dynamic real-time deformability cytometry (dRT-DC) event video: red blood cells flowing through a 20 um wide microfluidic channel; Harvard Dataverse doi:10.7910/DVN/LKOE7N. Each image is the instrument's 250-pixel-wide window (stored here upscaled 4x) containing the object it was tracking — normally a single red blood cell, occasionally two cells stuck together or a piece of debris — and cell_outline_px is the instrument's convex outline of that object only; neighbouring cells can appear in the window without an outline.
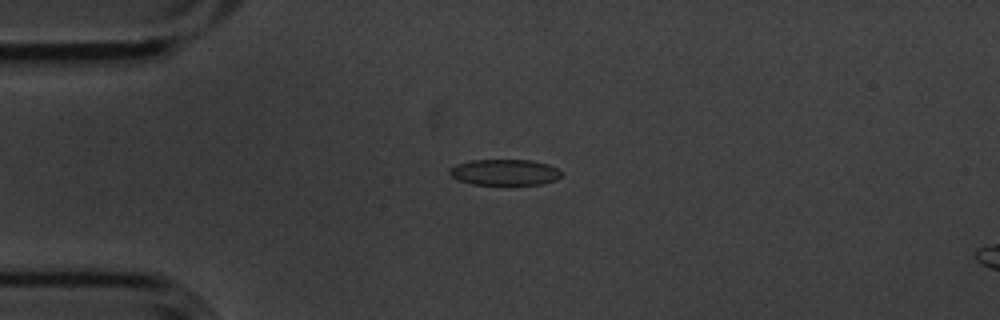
{"species": "common noctule bat (a hibernating species)", "species_latin": "Nyctalus noctula", "temperature_condition": "cold", "stored_images_in_passage": 6, "camera_frame_rate_fps": 3000, "um_per_image_px": 0.085, "animal": {"sex": "male", "body_mass_g": 20.1, "forearm_length_mm": 53.5}, "frame": {"image": 1, "passage_image": 6, "time_ms": 1.667, "image_size_px": [1000, 320], "cell_outline_px": [[564, 172], [556, 180], [544, 184], [472, 184], [460, 180], [452, 176], [448, 172], [456, 164], [472, 160], [532, 160], [548, 164]], "centroid_in_image_um": [42.95, 14.64], "position_along_channel_um": 42.1, "area_um2": 16.82}}